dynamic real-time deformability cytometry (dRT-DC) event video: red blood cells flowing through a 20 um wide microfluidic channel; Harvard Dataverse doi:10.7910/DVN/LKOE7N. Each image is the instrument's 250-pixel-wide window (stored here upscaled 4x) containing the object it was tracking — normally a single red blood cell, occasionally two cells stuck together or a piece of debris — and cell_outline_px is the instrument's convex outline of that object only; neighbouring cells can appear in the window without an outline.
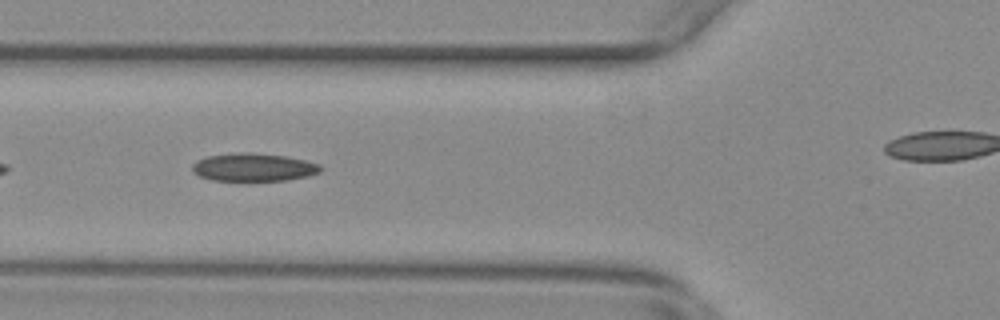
{"species": "common noctule bat (a hibernating species)", "species_latin": "Nyctalus noctula", "temperature_condition": "warm", "stored_images_in_passage": 31, "camera_frame_rate_fps": 3000, "um_per_image_px": 0.085, "animal": {"sex": "female", "body_mass_g": 29.2, "forearm_length_mm": 56.3}, "frame": {"image": 1, "passage_image": 6, "time_ms": 1.667, "image_size_px": [1000, 320], "cell_outline_px": [[324, 168], [320, 172], [308, 176], [288, 180], [212, 180], [200, 176], [192, 172], [192, 164], [196, 160], [208, 156], [240, 152], [248, 152], [288, 156], [320, 164]], "centroid_in_image_um": [21.57, 14.21], "position_along_channel_um": 104.2, "area_um2": 20.98}}
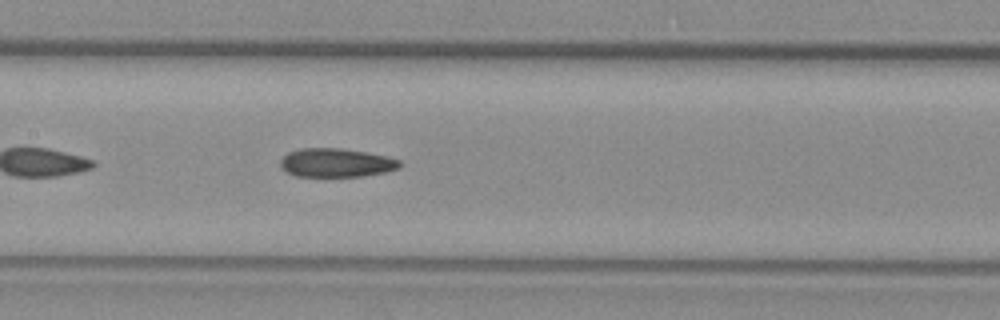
{"frame": {"image": 2, "passage_image": 12, "time_ms": 3.667, "image_size_px": [1000, 320], "cell_outline_px": [[400, 168], [384, 172], [364, 176], [296, 176], [280, 168], [280, 160], [288, 152], [300, 148], [340, 148], [364, 152], [384, 156], [400, 160]], "centroid_in_image_um": [28.54, 13.83], "position_along_channel_um": 178.9, "area_um2": 19.83}}
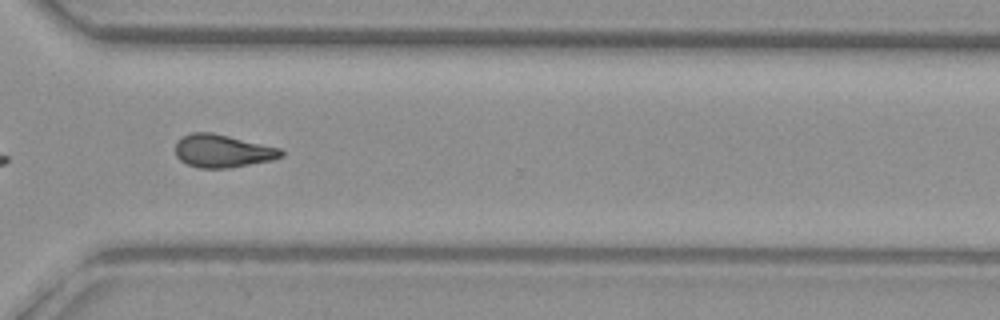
{"frame": {"image": 3, "passage_image": 26, "time_ms": 8.333, "image_size_px": [1000, 320], "cell_outline_px": [[284, 156], [272, 160], [228, 168], [200, 168], [188, 164], [180, 160], [176, 156], [176, 140], [192, 132], [212, 132], [280, 148], [284, 152]], "centroid_in_image_um": [18.92, 12.83], "position_along_channel_um": 351.7, "area_um2": 20.23}}